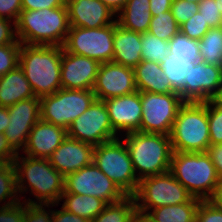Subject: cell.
I'll return each mask as SVG.
<instances>
[{
	"mask_svg": "<svg viewBox=\"0 0 222 222\" xmlns=\"http://www.w3.org/2000/svg\"><path fill=\"white\" fill-rule=\"evenodd\" d=\"M13 164L20 201L22 194L29 191L37 201L28 198L23 200L25 203L60 204L65 177L50 164L48 159L33 158L18 153Z\"/></svg>",
	"mask_w": 222,
	"mask_h": 222,
	"instance_id": "cell-1",
	"label": "cell"
},
{
	"mask_svg": "<svg viewBox=\"0 0 222 222\" xmlns=\"http://www.w3.org/2000/svg\"><path fill=\"white\" fill-rule=\"evenodd\" d=\"M15 25L22 44L63 46L70 30L67 6L22 10Z\"/></svg>",
	"mask_w": 222,
	"mask_h": 222,
	"instance_id": "cell-2",
	"label": "cell"
},
{
	"mask_svg": "<svg viewBox=\"0 0 222 222\" xmlns=\"http://www.w3.org/2000/svg\"><path fill=\"white\" fill-rule=\"evenodd\" d=\"M62 46L22 44L19 66L36 97L51 95L61 86Z\"/></svg>",
	"mask_w": 222,
	"mask_h": 222,
	"instance_id": "cell-3",
	"label": "cell"
},
{
	"mask_svg": "<svg viewBox=\"0 0 222 222\" xmlns=\"http://www.w3.org/2000/svg\"><path fill=\"white\" fill-rule=\"evenodd\" d=\"M122 136L139 180L170 171L173 150L169 135L137 131Z\"/></svg>",
	"mask_w": 222,
	"mask_h": 222,
	"instance_id": "cell-4",
	"label": "cell"
},
{
	"mask_svg": "<svg viewBox=\"0 0 222 222\" xmlns=\"http://www.w3.org/2000/svg\"><path fill=\"white\" fill-rule=\"evenodd\" d=\"M169 136L173 151L207 152L210 146L208 101L185 102L178 110Z\"/></svg>",
	"mask_w": 222,
	"mask_h": 222,
	"instance_id": "cell-5",
	"label": "cell"
},
{
	"mask_svg": "<svg viewBox=\"0 0 222 222\" xmlns=\"http://www.w3.org/2000/svg\"><path fill=\"white\" fill-rule=\"evenodd\" d=\"M170 172L193 197L200 200H209L219 181L207 152L173 151Z\"/></svg>",
	"mask_w": 222,
	"mask_h": 222,
	"instance_id": "cell-6",
	"label": "cell"
},
{
	"mask_svg": "<svg viewBox=\"0 0 222 222\" xmlns=\"http://www.w3.org/2000/svg\"><path fill=\"white\" fill-rule=\"evenodd\" d=\"M92 162L126 196H133L137 191L139 179L133 169L129 151L123 138H115L94 146Z\"/></svg>",
	"mask_w": 222,
	"mask_h": 222,
	"instance_id": "cell-7",
	"label": "cell"
},
{
	"mask_svg": "<svg viewBox=\"0 0 222 222\" xmlns=\"http://www.w3.org/2000/svg\"><path fill=\"white\" fill-rule=\"evenodd\" d=\"M95 100L93 90L61 88L40 98V119L68 130Z\"/></svg>",
	"mask_w": 222,
	"mask_h": 222,
	"instance_id": "cell-8",
	"label": "cell"
},
{
	"mask_svg": "<svg viewBox=\"0 0 222 222\" xmlns=\"http://www.w3.org/2000/svg\"><path fill=\"white\" fill-rule=\"evenodd\" d=\"M133 196L137 211L147 214L157 207L185 203L193 197L170 171L139 180Z\"/></svg>",
	"mask_w": 222,
	"mask_h": 222,
	"instance_id": "cell-9",
	"label": "cell"
},
{
	"mask_svg": "<svg viewBox=\"0 0 222 222\" xmlns=\"http://www.w3.org/2000/svg\"><path fill=\"white\" fill-rule=\"evenodd\" d=\"M114 29L115 23L100 28L70 26L62 47L66 52L89 57L100 64L112 62Z\"/></svg>",
	"mask_w": 222,
	"mask_h": 222,
	"instance_id": "cell-10",
	"label": "cell"
},
{
	"mask_svg": "<svg viewBox=\"0 0 222 222\" xmlns=\"http://www.w3.org/2000/svg\"><path fill=\"white\" fill-rule=\"evenodd\" d=\"M142 120L140 132L170 135L179 108L185 103L179 93L140 91Z\"/></svg>",
	"mask_w": 222,
	"mask_h": 222,
	"instance_id": "cell-11",
	"label": "cell"
},
{
	"mask_svg": "<svg viewBox=\"0 0 222 222\" xmlns=\"http://www.w3.org/2000/svg\"><path fill=\"white\" fill-rule=\"evenodd\" d=\"M64 192L90 195L107 204L122 200L126 195L93 162L65 176Z\"/></svg>",
	"mask_w": 222,
	"mask_h": 222,
	"instance_id": "cell-12",
	"label": "cell"
},
{
	"mask_svg": "<svg viewBox=\"0 0 222 222\" xmlns=\"http://www.w3.org/2000/svg\"><path fill=\"white\" fill-rule=\"evenodd\" d=\"M67 133L68 137L93 146L120 137L111 126L104 101L97 99L73 121Z\"/></svg>",
	"mask_w": 222,
	"mask_h": 222,
	"instance_id": "cell-13",
	"label": "cell"
},
{
	"mask_svg": "<svg viewBox=\"0 0 222 222\" xmlns=\"http://www.w3.org/2000/svg\"><path fill=\"white\" fill-rule=\"evenodd\" d=\"M186 72V85L179 93L185 102L208 101L222 84V66L199 61Z\"/></svg>",
	"mask_w": 222,
	"mask_h": 222,
	"instance_id": "cell-14",
	"label": "cell"
},
{
	"mask_svg": "<svg viewBox=\"0 0 222 222\" xmlns=\"http://www.w3.org/2000/svg\"><path fill=\"white\" fill-rule=\"evenodd\" d=\"M10 122L5 130V137L10 146L19 153L24 149L28 135L40 119V98L21 100L8 108Z\"/></svg>",
	"mask_w": 222,
	"mask_h": 222,
	"instance_id": "cell-15",
	"label": "cell"
},
{
	"mask_svg": "<svg viewBox=\"0 0 222 222\" xmlns=\"http://www.w3.org/2000/svg\"><path fill=\"white\" fill-rule=\"evenodd\" d=\"M92 90L102 101L132 94L137 91L134 69L114 62L101 63Z\"/></svg>",
	"mask_w": 222,
	"mask_h": 222,
	"instance_id": "cell-16",
	"label": "cell"
},
{
	"mask_svg": "<svg viewBox=\"0 0 222 222\" xmlns=\"http://www.w3.org/2000/svg\"><path fill=\"white\" fill-rule=\"evenodd\" d=\"M109 115V120L117 136L140 131L142 120V103L140 91L129 95L112 97L103 100ZM119 133V134H118Z\"/></svg>",
	"mask_w": 222,
	"mask_h": 222,
	"instance_id": "cell-17",
	"label": "cell"
},
{
	"mask_svg": "<svg viewBox=\"0 0 222 222\" xmlns=\"http://www.w3.org/2000/svg\"><path fill=\"white\" fill-rule=\"evenodd\" d=\"M100 63L86 56L66 52L62 47L61 86L63 89L92 90Z\"/></svg>",
	"mask_w": 222,
	"mask_h": 222,
	"instance_id": "cell-18",
	"label": "cell"
},
{
	"mask_svg": "<svg viewBox=\"0 0 222 222\" xmlns=\"http://www.w3.org/2000/svg\"><path fill=\"white\" fill-rule=\"evenodd\" d=\"M93 150V145L67 136L48 160L65 177L90 165L93 160Z\"/></svg>",
	"mask_w": 222,
	"mask_h": 222,
	"instance_id": "cell-19",
	"label": "cell"
},
{
	"mask_svg": "<svg viewBox=\"0 0 222 222\" xmlns=\"http://www.w3.org/2000/svg\"><path fill=\"white\" fill-rule=\"evenodd\" d=\"M66 6L72 27L100 28L116 22V13L100 0H66Z\"/></svg>",
	"mask_w": 222,
	"mask_h": 222,
	"instance_id": "cell-20",
	"label": "cell"
},
{
	"mask_svg": "<svg viewBox=\"0 0 222 222\" xmlns=\"http://www.w3.org/2000/svg\"><path fill=\"white\" fill-rule=\"evenodd\" d=\"M67 136L66 129L39 119L31 129L22 152L25 156L48 159Z\"/></svg>",
	"mask_w": 222,
	"mask_h": 222,
	"instance_id": "cell-21",
	"label": "cell"
},
{
	"mask_svg": "<svg viewBox=\"0 0 222 222\" xmlns=\"http://www.w3.org/2000/svg\"><path fill=\"white\" fill-rule=\"evenodd\" d=\"M141 40V33L128 30L119 25L116 21L112 62L134 69L142 61Z\"/></svg>",
	"mask_w": 222,
	"mask_h": 222,
	"instance_id": "cell-22",
	"label": "cell"
},
{
	"mask_svg": "<svg viewBox=\"0 0 222 222\" xmlns=\"http://www.w3.org/2000/svg\"><path fill=\"white\" fill-rule=\"evenodd\" d=\"M137 91L153 93H178L171 85L168 77L163 75L161 63L141 61L134 68Z\"/></svg>",
	"mask_w": 222,
	"mask_h": 222,
	"instance_id": "cell-23",
	"label": "cell"
},
{
	"mask_svg": "<svg viewBox=\"0 0 222 222\" xmlns=\"http://www.w3.org/2000/svg\"><path fill=\"white\" fill-rule=\"evenodd\" d=\"M33 97L35 94L20 66L0 77V106L9 108L21 100Z\"/></svg>",
	"mask_w": 222,
	"mask_h": 222,
	"instance_id": "cell-24",
	"label": "cell"
},
{
	"mask_svg": "<svg viewBox=\"0 0 222 222\" xmlns=\"http://www.w3.org/2000/svg\"><path fill=\"white\" fill-rule=\"evenodd\" d=\"M151 19L149 0H128L116 14L119 25L141 34L148 32Z\"/></svg>",
	"mask_w": 222,
	"mask_h": 222,
	"instance_id": "cell-25",
	"label": "cell"
},
{
	"mask_svg": "<svg viewBox=\"0 0 222 222\" xmlns=\"http://www.w3.org/2000/svg\"><path fill=\"white\" fill-rule=\"evenodd\" d=\"M64 200V201H62ZM60 201L66 211L93 220L107 205V203L94 196L63 193Z\"/></svg>",
	"mask_w": 222,
	"mask_h": 222,
	"instance_id": "cell-26",
	"label": "cell"
},
{
	"mask_svg": "<svg viewBox=\"0 0 222 222\" xmlns=\"http://www.w3.org/2000/svg\"><path fill=\"white\" fill-rule=\"evenodd\" d=\"M200 201V199L192 197L185 203L152 209L148 215L156 222H195Z\"/></svg>",
	"mask_w": 222,
	"mask_h": 222,
	"instance_id": "cell-27",
	"label": "cell"
},
{
	"mask_svg": "<svg viewBox=\"0 0 222 222\" xmlns=\"http://www.w3.org/2000/svg\"><path fill=\"white\" fill-rule=\"evenodd\" d=\"M136 212L134 196H125L118 202L107 204L90 222H134Z\"/></svg>",
	"mask_w": 222,
	"mask_h": 222,
	"instance_id": "cell-28",
	"label": "cell"
},
{
	"mask_svg": "<svg viewBox=\"0 0 222 222\" xmlns=\"http://www.w3.org/2000/svg\"><path fill=\"white\" fill-rule=\"evenodd\" d=\"M168 47L171 57L182 60L189 67L201 61L199 41L190 39L181 31L168 41Z\"/></svg>",
	"mask_w": 222,
	"mask_h": 222,
	"instance_id": "cell-29",
	"label": "cell"
},
{
	"mask_svg": "<svg viewBox=\"0 0 222 222\" xmlns=\"http://www.w3.org/2000/svg\"><path fill=\"white\" fill-rule=\"evenodd\" d=\"M201 61L222 66V26L210 28L199 40Z\"/></svg>",
	"mask_w": 222,
	"mask_h": 222,
	"instance_id": "cell-30",
	"label": "cell"
},
{
	"mask_svg": "<svg viewBox=\"0 0 222 222\" xmlns=\"http://www.w3.org/2000/svg\"><path fill=\"white\" fill-rule=\"evenodd\" d=\"M19 201L14 164L0 163V207H6Z\"/></svg>",
	"mask_w": 222,
	"mask_h": 222,
	"instance_id": "cell-31",
	"label": "cell"
},
{
	"mask_svg": "<svg viewBox=\"0 0 222 222\" xmlns=\"http://www.w3.org/2000/svg\"><path fill=\"white\" fill-rule=\"evenodd\" d=\"M141 47L142 61L162 63L169 55L168 41L161 40L149 32L142 34Z\"/></svg>",
	"mask_w": 222,
	"mask_h": 222,
	"instance_id": "cell-32",
	"label": "cell"
},
{
	"mask_svg": "<svg viewBox=\"0 0 222 222\" xmlns=\"http://www.w3.org/2000/svg\"><path fill=\"white\" fill-rule=\"evenodd\" d=\"M180 31L171 10L152 16L148 32L161 40L169 41Z\"/></svg>",
	"mask_w": 222,
	"mask_h": 222,
	"instance_id": "cell-33",
	"label": "cell"
},
{
	"mask_svg": "<svg viewBox=\"0 0 222 222\" xmlns=\"http://www.w3.org/2000/svg\"><path fill=\"white\" fill-rule=\"evenodd\" d=\"M163 75H166L172 87L180 93L186 85L187 70L190 69L182 60L175 59L168 55L161 63Z\"/></svg>",
	"mask_w": 222,
	"mask_h": 222,
	"instance_id": "cell-34",
	"label": "cell"
},
{
	"mask_svg": "<svg viewBox=\"0 0 222 222\" xmlns=\"http://www.w3.org/2000/svg\"><path fill=\"white\" fill-rule=\"evenodd\" d=\"M22 43L0 46V77L19 66V54Z\"/></svg>",
	"mask_w": 222,
	"mask_h": 222,
	"instance_id": "cell-35",
	"label": "cell"
},
{
	"mask_svg": "<svg viewBox=\"0 0 222 222\" xmlns=\"http://www.w3.org/2000/svg\"><path fill=\"white\" fill-rule=\"evenodd\" d=\"M58 204L25 203L24 202V222H54L53 209L50 207ZM45 208H48L47 211Z\"/></svg>",
	"mask_w": 222,
	"mask_h": 222,
	"instance_id": "cell-36",
	"label": "cell"
},
{
	"mask_svg": "<svg viewBox=\"0 0 222 222\" xmlns=\"http://www.w3.org/2000/svg\"><path fill=\"white\" fill-rule=\"evenodd\" d=\"M210 144H222V107L208 100Z\"/></svg>",
	"mask_w": 222,
	"mask_h": 222,
	"instance_id": "cell-37",
	"label": "cell"
},
{
	"mask_svg": "<svg viewBox=\"0 0 222 222\" xmlns=\"http://www.w3.org/2000/svg\"><path fill=\"white\" fill-rule=\"evenodd\" d=\"M210 29L200 12H196L190 19L180 26V31L193 40H200Z\"/></svg>",
	"mask_w": 222,
	"mask_h": 222,
	"instance_id": "cell-38",
	"label": "cell"
},
{
	"mask_svg": "<svg viewBox=\"0 0 222 222\" xmlns=\"http://www.w3.org/2000/svg\"><path fill=\"white\" fill-rule=\"evenodd\" d=\"M198 12L210 28L222 26V14L215 0H202L198 4Z\"/></svg>",
	"mask_w": 222,
	"mask_h": 222,
	"instance_id": "cell-39",
	"label": "cell"
},
{
	"mask_svg": "<svg viewBox=\"0 0 222 222\" xmlns=\"http://www.w3.org/2000/svg\"><path fill=\"white\" fill-rule=\"evenodd\" d=\"M195 222H222V207L214 205L210 200H201Z\"/></svg>",
	"mask_w": 222,
	"mask_h": 222,
	"instance_id": "cell-40",
	"label": "cell"
},
{
	"mask_svg": "<svg viewBox=\"0 0 222 222\" xmlns=\"http://www.w3.org/2000/svg\"><path fill=\"white\" fill-rule=\"evenodd\" d=\"M170 10L175 18V21L179 26H181L196 12H198V4L185 0H173Z\"/></svg>",
	"mask_w": 222,
	"mask_h": 222,
	"instance_id": "cell-41",
	"label": "cell"
},
{
	"mask_svg": "<svg viewBox=\"0 0 222 222\" xmlns=\"http://www.w3.org/2000/svg\"><path fill=\"white\" fill-rule=\"evenodd\" d=\"M0 222H24V202L0 207Z\"/></svg>",
	"mask_w": 222,
	"mask_h": 222,
	"instance_id": "cell-42",
	"label": "cell"
},
{
	"mask_svg": "<svg viewBox=\"0 0 222 222\" xmlns=\"http://www.w3.org/2000/svg\"><path fill=\"white\" fill-rule=\"evenodd\" d=\"M22 11V0H0V18L17 22Z\"/></svg>",
	"mask_w": 222,
	"mask_h": 222,
	"instance_id": "cell-43",
	"label": "cell"
},
{
	"mask_svg": "<svg viewBox=\"0 0 222 222\" xmlns=\"http://www.w3.org/2000/svg\"><path fill=\"white\" fill-rule=\"evenodd\" d=\"M18 41L15 22L6 18H0V46L16 44Z\"/></svg>",
	"mask_w": 222,
	"mask_h": 222,
	"instance_id": "cell-44",
	"label": "cell"
},
{
	"mask_svg": "<svg viewBox=\"0 0 222 222\" xmlns=\"http://www.w3.org/2000/svg\"><path fill=\"white\" fill-rule=\"evenodd\" d=\"M65 5L66 0H22V10H40Z\"/></svg>",
	"mask_w": 222,
	"mask_h": 222,
	"instance_id": "cell-45",
	"label": "cell"
},
{
	"mask_svg": "<svg viewBox=\"0 0 222 222\" xmlns=\"http://www.w3.org/2000/svg\"><path fill=\"white\" fill-rule=\"evenodd\" d=\"M18 153L10 146L5 135L0 133V163H13Z\"/></svg>",
	"mask_w": 222,
	"mask_h": 222,
	"instance_id": "cell-46",
	"label": "cell"
},
{
	"mask_svg": "<svg viewBox=\"0 0 222 222\" xmlns=\"http://www.w3.org/2000/svg\"><path fill=\"white\" fill-rule=\"evenodd\" d=\"M207 153L211 157L219 179L222 178V144H210Z\"/></svg>",
	"mask_w": 222,
	"mask_h": 222,
	"instance_id": "cell-47",
	"label": "cell"
},
{
	"mask_svg": "<svg viewBox=\"0 0 222 222\" xmlns=\"http://www.w3.org/2000/svg\"><path fill=\"white\" fill-rule=\"evenodd\" d=\"M60 209L61 210L57 209L56 211L53 210L54 222H90L88 219L70 213L62 207Z\"/></svg>",
	"mask_w": 222,
	"mask_h": 222,
	"instance_id": "cell-48",
	"label": "cell"
},
{
	"mask_svg": "<svg viewBox=\"0 0 222 222\" xmlns=\"http://www.w3.org/2000/svg\"><path fill=\"white\" fill-rule=\"evenodd\" d=\"M149 2L152 16H156L162 12L169 11L171 9L173 0H149Z\"/></svg>",
	"mask_w": 222,
	"mask_h": 222,
	"instance_id": "cell-49",
	"label": "cell"
},
{
	"mask_svg": "<svg viewBox=\"0 0 222 222\" xmlns=\"http://www.w3.org/2000/svg\"><path fill=\"white\" fill-rule=\"evenodd\" d=\"M214 205L222 207V178L219 179L216 189L209 199Z\"/></svg>",
	"mask_w": 222,
	"mask_h": 222,
	"instance_id": "cell-50",
	"label": "cell"
},
{
	"mask_svg": "<svg viewBox=\"0 0 222 222\" xmlns=\"http://www.w3.org/2000/svg\"><path fill=\"white\" fill-rule=\"evenodd\" d=\"M10 122L8 108L0 106V133H5V130Z\"/></svg>",
	"mask_w": 222,
	"mask_h": 222,
	"instance_id": "cell-51",
	"label": "cell"
},
{
	"mask_svg": "<svg viewBox=\"0 0 222 222\" xmlns=\"http://www.w3.org/2000/svg\"><path fill=\"white\" fill-rule=\"evenodd\" d=\"M100 1L117 14L125 6L128 0H100Z\"/></svg>",
	"mask_w": 222,
	"mask_h": 222,
	"instance_id": "cell-52",
	"label": "cell"
},
{
	"mask_svg": "<svg viewBox=\"0 0 222 222\" xmlns=\"http://www.w3.org/2000/svg\"><path fill=\"white\" fill-rule=\"evenodd\" d=\"M134 222H156L147 213L136 212Z\"/></svg>",
	"mask_w": 222,
	"mask_h": 222,
	"instance_id": "cell-53",
	"label": "cell"
},
{
	"mask_svg": "<svg viewBox=\"0 0 222 222\" xmlns=\"http://www.w3.org/2000/svg\"><path fill=\"white\" fill-rule=\"evenodd\" d=\"M215 105L222 107V84L216 94L210 99Z\"/></svg>",
	"mask_w": 222,
	"mask_h": 222,
	"instance_id": "cell-54",
	"label": "cell"
},
{
	"mask_svg": "<svg viewBox=\"0 0 222 222\" xmlns=\"http://www.w3.org/2000/svg\"><path fill=\"white\" fill-rule=\"evenodd\" d=\"M217 2V6H218V10L221 12L222 14V0H215Z\"/></svg>",
	"mask_w": 222,
	"mask_h": 222,
	"instance_id": "cell-55",
	"label": "cell"
},
{
	"mask_svg": "<svg viewBox=\"0 0 222 222\" xmlns=\"http://www.w3.org/2000/svg\"><path fill=\"white\" fill-rule=\"evenodd\" d=\"M185 1L199 4L202 0H185Z\"/></svg>",
	"mask_w": 222,
	"mask_h": 222,
	"instance_id": "cell-56",
	"label": "cell"
}]
</instances>
